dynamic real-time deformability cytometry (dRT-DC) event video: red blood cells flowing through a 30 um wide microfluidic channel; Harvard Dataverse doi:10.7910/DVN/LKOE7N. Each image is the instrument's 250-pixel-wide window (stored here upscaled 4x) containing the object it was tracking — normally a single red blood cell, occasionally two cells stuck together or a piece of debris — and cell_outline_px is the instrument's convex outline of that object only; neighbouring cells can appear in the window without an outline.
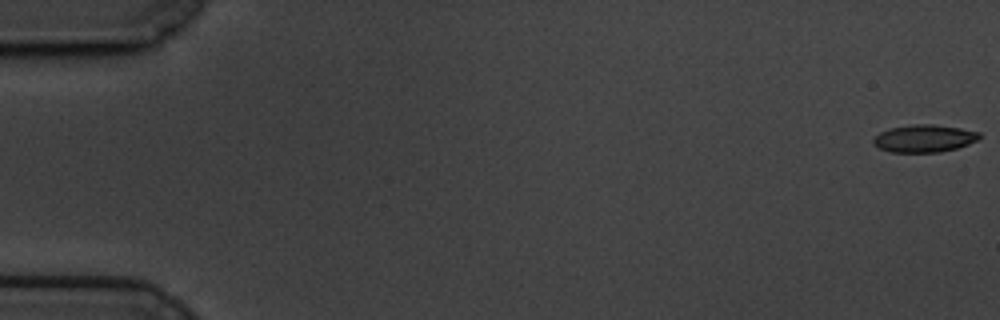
{"species": "common noctule bat (a hibernating species)", "species_latin": "Nyctalus noctula", "temperature_condition": "cold", "stored_images_in_passage": 60, "camera_frame_rate_fps": 3000, "um_per_image_px": 0.085, "animal": {"sex": "male", "body_mass_g": 19.5, "forearm_length_mm": 54.6}, "frame": {"image": 1, "passage_image": 1, "time_ms": 0.0, "image_size_px": [1000, 320], "cell_outline_px": [[980, 136], [976, 140], [968, 144], [956, 148], [940, 152], [892, 152], [880, 148], [872, 144], [872, 140], [880, 132], [888, 128], [912, 124], [932, 124], [960, 128], [980, 132]], "centroid_in_image_um": [78.53, 11.76], "position_along_channel_um": 6.5, "area_um2": 16.94}}
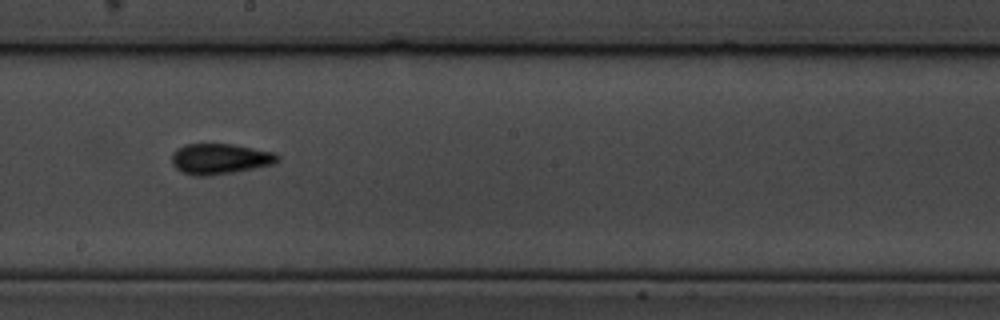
{"frame": {"image": 2, "passage_image": 34, "time_ms": 11.0, "image_size_px": [1000, 320], "cell_outline_px": [[280, 160], [272, 164], [232, 172], [204, 176], [196, 176], [180, 172], [172, 164], [172, 152], [176, 148], [184, 144], [232, 144], [276, 152], [280, 156]], "centroid_in_image_um": [18.67, 13.49], "position_along_channel_um": 229.5, "area_um2": 18.9}}
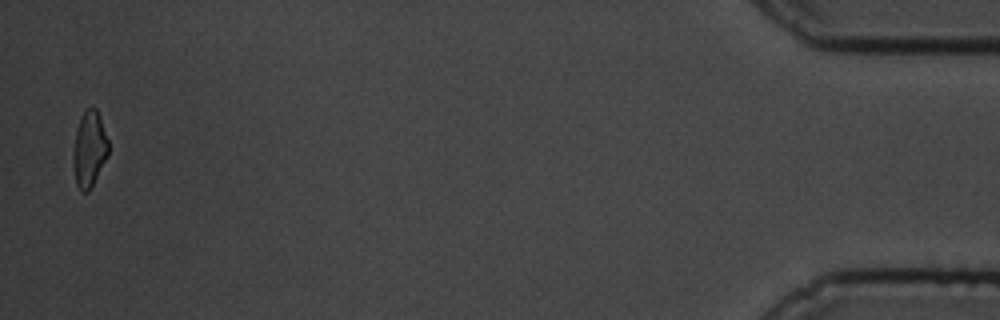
{"frame": {"image": 3, "passage_image": 59, "time_ms": 19.333, "image_size_px": [1000, 320], "cell_outline_px": [[108, 156], [88, 192], [80, 192], [76, 184], [72, 164], [72, 156], [76, 128], [80, 116], [88, 108], [96, 108], [108, 140]], "centroid_in_image_um": [7.56, 12.7], "position_along_channel_um": 427.6, "area_um2": 15.61}, "authors_computed_cell_mechanics": {"area_um2": 17.3111, "velocity_mm_per_s": 3.4115, "shape_relaxation_time_tau1_ms": 3.9991, "shape_relaxation_time_tau2_ms": 1.8269, "deformation_change_tau1": 0.1184, "deformation_change_tau2": 0.0825}}